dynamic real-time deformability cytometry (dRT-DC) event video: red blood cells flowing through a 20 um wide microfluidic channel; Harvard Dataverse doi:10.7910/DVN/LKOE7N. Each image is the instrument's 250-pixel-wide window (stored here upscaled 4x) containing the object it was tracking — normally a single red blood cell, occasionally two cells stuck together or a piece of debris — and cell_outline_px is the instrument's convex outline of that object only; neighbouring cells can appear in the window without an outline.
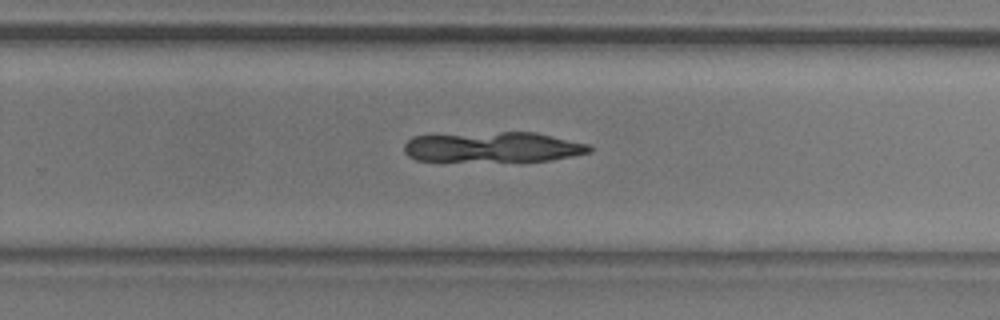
{"species": "common noctule bat (a hibernating species)", "species_latin": "Nyctalus noctula", "temperature_condition": "room temperature", "stored_images_in_passage": 51, "camera_frame_rate_fps": 3000, "um_per_image_px": 0.085, "animal": {"sex": "male", "body_mass_g": 20.5, "forearm_length_mm": 52.5}, "frame": {"image": 1, "passage_image": 32, "time_ms": 10.333, "image_size_px": [1000, 320], "cell_outline_px": [[592, 152], [552, 160], [416, 160], [408, 156], [404, 152], [404, 144], [412, 136], [500, 132], [536, 132], [588, 144], [592, 148]], "centroid_in_image_um": [41.92, 12.49], "position_along_channel_um": 287.9, "area_um2": 32.19}}
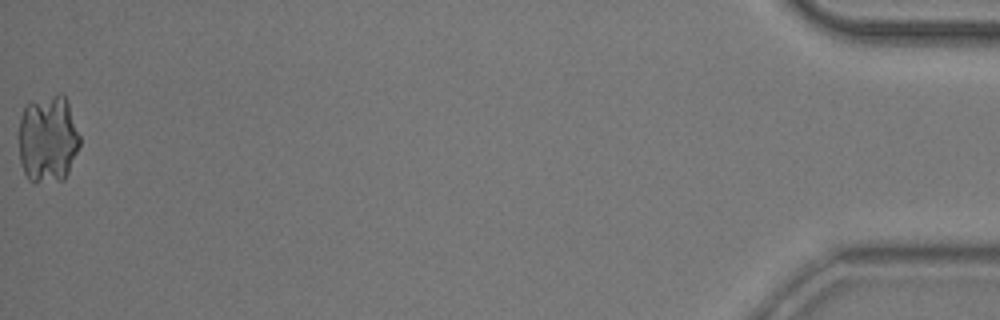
{"frame": {"image": 2, "passage_image": 51, "time_ms": 16.667, "image_size_px": [1000, 320], "cell_outline_px": [[80, 144], [68, 172], [64, 180], [28, 180], [24, 172], [20, 160], [20, 116], [24, 108], [28, 104], [60, 92], [68, 100], [80, 136]], "centroid_in_image_um": [4.1, 11.78], "position_along_channel_um": 431.1, "area_um2": 30.75}}